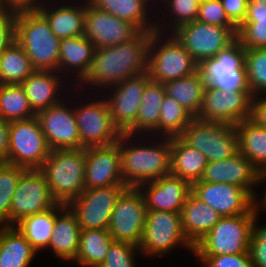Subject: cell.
Returning a JSON list of instances; mask_svg holds the SVG:
<instances>
[{"instance_id": "1", "label": "cell", "mask_w": 266, "mask_h": 267, "mask_svg": "<svg viewBox=\"0 0 266 267\" xmlns=\"http://www.w3.org/2000/svg\"><path fill=\"white\" fill-rule=\"evenodd\" d=\"M154 31H140L119 45L96 48L86 77L80 82L91 87L110 88L129 77L148 71V49ZM104 87V88H103Z\"/></svg>"}, {"instance_id": "2", "label": "cell", "mask_w": 266, "mask_h": 267, "mask_svg": "<svg viewBox=\"0 0 266 267\" xmlns=\"http://www.w3.org/2000/svg\"><path fill=\"white\" fill-rule=\"evenodd\" d=\"M133 137L137 136L122 133L118 140L124 184L137 188L170 174L171 138L162 137V141L156 139V142L151 143L152 146H148L144 142L140 145H136V142L135 145L131 144L135 140Z\"/></svg>"}, {"instance_id": "3", "label": "cell", "mask_w": 266, "mask_h": 267, "mask_svg": "<svg viewBox=\"0 0 266 267\" xmlns=\"http://www.w3.org/2000/svg\"><path fill=\"white\" fill-rule=\"evenodd\" d=\"M15 40L35 70L58 72L61 39L53 34L49 22L40 12L17 14Z\"/></svg>"}, {"instance_id": "4", "label": "cell", "mask_w": 266, "mask_h": 267, "mask_svg": "<svg viewBox=\"0 0 266 267\" xmlns=\"http://www.w3.org/2000/svg\"><path fill=\"white\" fill-rule=\"evenodd\" d=\"M85 148L51 150L40 168L57 203L68 205L84 190Z\"/></svg>"}, {"instance_id": "5", "label": "cell", "mask_w": 266, "mask_h": 267, "mask_svg": "<svg viewBox=\"0 0 266 267\" xmlns=\"http://www.w3.org/2000/svg\"><path fill=\"white\" fill-rule=\"evenodd\" d=\"M259 203L246 214L221 217L194 246L195 255H230L249 252L252 221Z\"/></svg>"}, {"instance_id": "6", "label": "cell", "mask_w": 266, "mask_h": 267, "mask_svg": "<svg viewBox=\"0 0 266 267\" xmlns=\"http://www.w3.org/2000/svg\"><path fill=\"white\" fill-rule=\"evenodd\" d=\"M162 32L154 31L148 49V72L152 81L165 83L189 76L198 64L171 33L164 39ZM164 41V42H163Z\"/></svg>"}, {"instance_id": "7", "label": "cell", "mask_w": 266, "mask_h": 267, "mask_svg": "<svg viewBox=\"0 0 266 267\" xmlns=\"http://www.w3.org/2000/svg\"><path fill=\"white\" fill-rule=\"evenodd\" d=\"M246 49L236 39L215 57L202 60L197 67L207 86L231 91H250L245 67Z\"/></svg>"}, {"instance_id": "8", "label": "cell", "mask_w": 266, "mask_h": 267, "mask_svg": "<svg viewBox=\"0 0 266 267\" xmlns=\"http://www.w3.org/2000/svg\"><path fill=\"white\" fill-rule=\"evenodd\" d=\"M179 137L200 151L208 163L231 158L238 152L237 131L230 124L194 118Z\"/></svg>"}, {"instance_id": "9", "label": "cell", "mask_w": 266, "mask_h": 267, "mask_svg": "<svg viewBox=\"0 0 266 267\" xmlns=\"http://www.w3.org/2000/svg\"><path fill=\"white\" fill-rule=\"evenodd\" d=\"M179 245L194 253V246L182 229L181 213L147 210L139 252L145 256H162Z\"/></svg>"}, {"instance_id": "10", "label": "cell", "mask_w": 266, "mask_h": 267, "mask_svg": "<svg viewBox=\"0 0 266 267\" xmlns=\"http://www.w3.org/2000/svg\"><path fill=\"white\" fill-rule=\"evenodd\" d=\"M9 125V153L5 163L26 169L41 168L51 149L37 116L11 121Z\"/></svg>"}, {"instance_id": "11", "label": "cell", "mask_w": 266, "mask_h": 267, "mask_svg": "<svg viewBox=\"0 0 266 267\" xmlns=\"http://www.w3.org/2000/svg\"><path fill=\"white\" fill-rule=\"evenodd\" d=\"M147 208L138 188L127 187L116 200L108 231L114 241L139 246L146 224Z\"/></svg>"}, {"instance_id": "12", "label": "cell", "mask_w": 266, "mask_h": 267, "mask_svg": "<svg viewBox=\"0 0 266 267\" xmlns=\"http://www.w3.org/2000/svg\"><path fill=\"white\" fill-rule=\"evenodd\" d=\"M172 34L184 46L194 61L210 59L227 48L237 35L227 27H219L197 20L179 26Z\"/></svg>"}, {"instance_id": "13", "label": "cell", "mask_w": 266, "mask_h": 267, "mask_svg": "<svg viewBox=\"0 0 266 267\" xmlns=\"http://www.w3.org/2000/svg\"><path fill=\"white\" fill-rule=\"evenodd\" d=\"M74 107L80 148L117 143L122 133L115 126L106 98Z\"/></svg>"}, {"instance_id": "14", "label": "cell", "mask_w": 266, "mask_h": 267, "mask_svg": "<svg viewBox=\"0 0 266 267\" xmlns=\"http://www.w3.org/2000/svg\"><path fill=\"white\" fill-rule=\"evenodd\" d=\"M57 204L40 168L25 169L12 197L10 226L22 218L46 211Z\"/></svg>"}, {"instance_id": "15", "label": "cell", "mask_w": 266, "mask_h": 267, "mask_svg": "<svg viewBox=\"0 0 266 267\" xmlns=\"http://www.w3.org/2000/svg\"><path fill=\"white\" fill-rule=\"evenodd\" d=\"M127 188L126 185H113L84 189L69 204L75 213L80 230L108 229L116 200Z\"/></svg>"}, {"instance_id": "16", "label": "cell", "mask_w": 266, "mask_h": 267, "mask_svg": "<svg viewBox=\"0 0 266 267\" xmlns=\"http://www.w3.org/2000/svg\"><path fill=\"white\" fill-rule=\"evenodd\" d=\"M252 97L251 91L226 92L206 85L201 108L195 118L235 126L250 117Z\"/></svg>"}, {"instance_id": "17", "label": "cell", "mask_w": 266, "mask_h": 267, "mask_svg": "<svg viewBox=\"0 0 266 267\" xmlns=\"http://www.w3.org/2000/svg\"><path fill=\"white\" fill-rule=\"evenodd\" d=\"M150 80V74L147 71L108 88L113 92H110V97L106 96V101L112 120L121 133H126L136 122L142 94Z\"/></svg>"}, {"instance_id": "18", "label": "cell", "mask_w": 266, "mask_h": 267, "mask_svg": "<svg viewBox=\"0 0 266 267\" xmlns=\"http://www.w3.org/2000/svg\"><path fill=\"white\" fill-rule=\"evenodd\" d=\"M191 192L222 217L249 213L258 204L245 188L237 185L195 182Z\"/></svg>"}, {"instance_id": "19", "label": "cell", "mask_w": 266, "mask_h": 267, "mask_svg": "<svg viewBox=\"0 0 266 267\" xmlns=\"http://www.w3.org/2000/svg\"><path fill=\"white\" fill-rule=\"evenodd\" d=\"M139 32L132 23L100 10L86 0L84 35L96 48L119 45L133 39Z\"/></svg>"}, {"instance_id": "20", "label": "cell", "mask_w": 266, "mask_h": 267, "mask_svg": "<svg viewBox=\"0 0 266 267\" xmlns=\"http://www.w3.org/2000/svg\"><path fill=\"white\" fill-rule=\"evenodd\" d=\"M67 104V101H61L36 114L51 150L80 148V136L74 107L69 106L70 103L67 107Z\"/></svg>"}, {"instance_id": "21", "label": "cell", "mask_w": 266, "mask_h": 267, "mask_svg": "<svg viewBox=\"0 0 266 267\" xmlns=\"http://www.w3.org/2000/svg\"><path fill=\"white\" fill-rule=\"evenodd\" d=\"M84 189L125 185L119 142L85 148Z\"/></svg>"}, {"instance_id": "22", "label": "cell", "mask_w": 266, "mask_h": 267, "mask_svg": "<svg viewBox=\"0 0 266 267\" xmlns=\"http://www.w3.org/2000/svg\"><path fill=\"white\" fill-rule=\"evenodd\" d=\"M198 182L237 185L245 188L257 200L254 188L262 180L260 171L238 151L231 158L209 162Z\"/></svg>"}, {"instance_id": "23", "label": "cell", "mask_w": 266, "mask_h": 267, "mask_svg": "<svg viewBox=\"0 0 266 267\" xmlns=\"http://www.w3.org/2000/svg\"><path fill=\"white\" fill-rule=\"evenodd\" d=\"M142 193L147 210L181 213L191 192V185L184 179L168 174L158 180L137 187Z\"/></svg>"}, {"instance_id": "24", "label": "cell", "mask_w": 266, "mask_h": 267, "mask_svg": "<svg viewBox=\"0 0 266 267\" xmlns=\"http://www.w3.org/2000/svg\"><path fill=\"white\" fill-rule=\"evenodd\" d=\"M80 226L68 205L56 204V218L48 248L63 261H74L79 248Z\"/></svg>"}, {"instance_id": "25", "label": "cell", "mask_w": 266, "mask_h": 267, "mask_svg": "<svg viewBox=\"0 0 266 267\" xmlns=\"http://www.w3.org/2000/svg\"><path fill=\"white\" fill-rule=\"evenodd\" d=\"M58 74L57 71L35 70L21 83L36 114L63 101L59 92L64 80L61 79L62 74Z\"/></svg>"}, {"instance_id": "26", "label": "cell", "mask_w": 266, "mask_h": 267, "mask_svg": "<svg viewBox=\"0 0 266 267\" xmlns=\"http://www.w3.org/2000/svg\"><path fill=\"white\" fill-rule=\"evenodd\" d=\"M221 217L215 209L190 192L181 210L183 232L195 246Z\"/></svg>"}, {"instance_id": "27", "label": "cell", "mask_w": 266, "mask_h": 267, "mask_svg": "<svg viewBox=\"0 0 266 267\" xmlns=\"http://www.w3.org/2000/svg\"><path fill=\"white\" fill-rule=\"evenodd\" d=\"M59 48L58 72L67 75V72L70 74L71 70L76 77L74 80L78 79L81 82L88 74L93 62L96 50L94 43L82 35L61 39Z\"/></svg>"}, {"instance_id": "28", "label": "cell", "mask_w": 266, "mask_h": 267, "mask_svg": "<svg viewBox=\"0 0 266 267\" xmlns=\"http://www.w3.org/2000/svg\"><path fill=\"white\" fill-rule=\"evenodd\" d=\"M82 1L84 3L78 5L75 2V5L72 3L73 5L70 6L60 4L56 7L54 4L55 8H53V5H51L52 7L45 6V4H48L46 2L40 7L39 12L49 22L51 31L57 38L63 39L84 35L86 0Z\"/></svg>"}, {"instance_id": "29", "label": "cell", "mask_w": 266, "mask_h": 267, "mask_svg": "<svg viewBox=\"0 0 266 267\" xmlns=\"http://www.w3.org/2000/svg\"><path fill=\"white\" fill-rule=\"evenodd\" d=\"M94 7L135 25L140 31L164 32V24L149 19L148 2L151 0H88ZM149 14V15H148ZM154 22V23H153ZM162 25V26H161ZM163 27V29H162ZM163 30V31H162Z\"/></svg>"}, {"instance_id": "30", "label": "cell", "mask_w": 266, "mask_h": 267, "mask_svg": "<svg viewBox=\"0 0 266 267\" xmlns=\"http://www.w3.org/2000/svg\"><path fill=\"white\" fill-rule=\"evenodd\" d=\"M208 162L197 149L180 137H171L170 174L186 180L190 185L200 181Z\"/></svg>"}, {"instance_id": "31", "label": "cell", "mask_w": 266, "mask_h": 267, "mask_svg": "<svg viewBox=\"0 0 266 267\" xmlns=\"http://www.w3.org/2000/svg\"><path fill=\"white\" fill-rule=\"evenodd\" d=\"M166 94L163 83L150 80L144 88L141 105L139 107L136 122L126 132L127 134L144 137L145 134L158 135V124L161 114L162 100ZM140 132V133H139ZM147 132V133H146ZM144 136H143V134Z\"/></svg>"}, {"instance_id": "32", "label": "cell", "mask_w": 266, "mask_h": 267, "mask_svg": "<svg viewBox=\"0 0 266 267\" xmlns=\"http://www.w3.org/2000/svg\"><path fill=\"white\" fill-rule=\"evenodd\" d=\"M0 227V267H28L37 251L15 226Z\"/></svg>"}, {"instance_id": "33", "label": "cell", "mask_w": 266, "mask_h": 267, "mask_svg": "<svg viewBox=\"0 0 266 267\" xmlns=\"http://www.w3.org/2000/svg\"><path fill=\"white\" fill-rule=\"evenodd\" d=\"M234 127L238 135V151L262 173L266 169V128L249 118Z\"/></svg>"}, {"instance_id": "34", "label": "cell", "mask_w": 266, "mask_h": 267, "mask_svg": "<svg viewBox=\"0 0 266 267\" xmlns=\"http://www.w3.org/2000/svg\"><path fill=\"white\" fill-rule=\"evenodd\" d=\"M164 86L166 95L173 98L194 117L198 115L206 86L198 70L189 76L165 82Z\"/></svg>"}, {"instance_id": "35", "label": "cell", "mask_w": 266, "mask_h": 267, "mask_svg": "<svg viewBox=\"0 0 266 267\" xmlns=\"http://www.w3.org/2000/svg\"><path fill=\"white\" fill-rule=\"evenodd\" d=\"M237 40L245 49L266 47V4L248 1L245 18L237 27Z\"/></svg>"}, {"instance_id": "36", "label": "cell", "mask_w": 266, "mask_h": 267, "mask_svg": "<svg viewBox=\"0 0 266 267\" xmlns=\"http://www.w3.org/2000/svg\"><path fill=\"white\" fill-rule=\"evenodd\" d=\"M113 241L108 229L81 230L74 262L81 267L101 266Z\"/></svg>"}, {"instance_id": "37", "label": "cell", "mask_w": 266, "mask_h": 267, "mask_svg": "<svg viewBox=\"0 0 266 267\" xmlns=\"http://www.w3.org/2000/svg\"><path fill=\"white\" fill-rule=\"evenodd\" d=\"M56 218V205L52 208L22 218L14 226L32 247L39 252L48 249Z\"/></svg>"}, {"instance_id": "38", "label": "cell", "mask_w": 266, "mask_h": 267, "mask_svg": "<svg viewBox=\"0 0 266 267\" xmlns=\"http://www.w3.org/2000/svg\"><path fill=\"white\" fill-rule=\"evenodd\" d=\"M34 71L30 58L16 40L0 55V84H21Z\"/></svg>"}, {"instance_id": "39", "label": "cell", "mask_w": 266, "mask_h": 267, "mask_svg": "<svg viewBox=\"0 0 266 267\" xmlns=\"http://www.w3.org/2000/svg\"><path fill=\"white\" fill-rule=\"evenodd\" d=\"M36 116L21 84H0V117L6 121Z\"/></svg>"}, {"instance_id": "40", "label": "cell", "mask_w": 266, "mask_h": 267, "mask_svg": "<svg viewBox=\"0 0 266 267\" xmlns=\"http://www.w3.org/2000/svg\"><path fill=\"white\" fill-rule=\"evenodd\" d=\"M195 117L173 98L165 94L158 124V135L179 137Z\"/></svg>"}, {"instance_id": "41", "label": "cell", "mask_w": 266, "mask_h": 267, "mask_svg": "<svg viewBox=\"0 0 266 267\" xmlns=\"http://www.w3.org/2000/svg\"><path fill=\"white\" fill-rule=\"evenodd\" d=\"M26 168L0 162V225L10 226L12 197Z\"/></svg>"}, {"instance_id": "42", "label": "cell", "mask_w": 266, "mask_h": 267, "mask_svg": "<svg viewBox=\"0 0 266 267\" xmlns=\"http://www.w3.org/2000/svg\"><path fill=\"white\" fill-rule=\"evenodd\" d=\"M245 67L252 96L266 93V47L246 49Z\"/></svg>"}, {"instance_id": "43", "label": "cell", "mask_w": 266, "mask_h": 267, "mask_svg": "<svg viewBox=\"0 0 266 267\" xmlns=\"http://www.w3.org/2000/svg\"><path fill=\"white\" fill-rule=\"evenodd\" d=\"M163 2H165L164 7L169 8V15L171 14L173 16H168L169 19L172 20L174 18V22L170 21L172 22L170 24L172 26L170 33H172L179 26L197 19L201 0H165Z\"/></svg>"}, {"instance_id": "44", "label": "cell", "mask_w": 266, "mask_h": 267, "mask_svg": "<svg viewBox=\"0 0 266 267\" xmlns=\"http://www.w3.org/2000/svg\"><path fill=\"white\" fill-rule=\"evenodd\" d=\"M196 20L230 28L237 35V26L227 17L220 0H201Z\"/></svg>"}, {"instance_id": "45", "label": "cell", "mask_w": 266, "mask_h": 267, "mask_svg": "<svg viewBox=\"0 0 266 267\" xmlns=\"http://www.w3.org/2000/svg\"><path fill=\"white\" fill-rule=\"evenodd\" d=\"M139 247L127 242L113 241L104 262L99 267H135L134 258Z\"/></svg>"}, {"instance_id": "46", "label": "cell", "mask_w": 266, "mask_h": 267, "mask_svg": "<svg viewBox=\"0 0 266 267\" xmlns=\"http://www.w3.org/2000/svg\"><path fill=\"white\" fill-rule=\"evenodd\" d=\"M259 210L253 216L249 253L253 267H266V225L256 224Z\"/></svg>"}, {"instance_id": "47", "label": "cell", "mask_w": 266, "mask_h": 267, "mask_svg": "<svg viewBox=\"0 0 266 267\" xmlns=\"http://www.w3.org/2000/svg\"><path fill=\"white\" fill-rule=\"evenodd\" d=\"M205 267H253L250 253L230 255H196Z\"/></svg>"}, {"instance_id": "48", "label": "cell", "mask_w": 266, "mask_h": 267, "mask_svg": "<svg viewBox=\"0 0 266 267\" xmlns=\"http://www.w3.org/2000/svg\"><path fill=\"white\" fill-rule=\"evenodd\" d=\"M15 13L0 10V55L15 40Z\"/></svg>"}, {"instance_id": "49", "label": "cell", "mask_w": 266, "mask_h": 267, "mask_svg": "<svg viewBox=\"0 0 266 267\" xmlns=\"http://www.w3.org/2000/svg\"><path fill=\"white\" fill-rule=\"evenodd\" d=\"M43 0H0V10L11 13H29L39 12L40 7L44 4Z\"/></svg>"}, {"instance_id": "50", "label": "cell", "mask_w": 266, "mask_h": 267, "mask_svg": "<svg viewBox=\"0 0 266 267\" xmlns=\"http://www.w3.org/2000/svg\"><path fill=\"white\" fill-rule=\"evenodd\" d=\"M227 17L238 27L244 20L249 0H220Z\"/></svg>"}, {"instance_id": "51", "label": "cell", "mask_w": 266, "mask_h": 267, "mask_svg": "<svg viewBox=\"0 0 266 267\" xmlns=\"http://www.w3.org/2000/svg\"><path fill=\"white\" fill-rule=\"evenodd\" d=\"M260 95L252 97L250 117L253 122L266 128V96L259 98Z\"/></svg>"}, {"instance_id": "52", "label": "cell", "mask_w": 266, "mask_h": 267, "mask_svg": "<svg viewBox=\"0 0 266 267\" xmlns=\"http://www.w3.org/2000/svg\"><path fill=\"white\" fill-rule=\"evenodd\" d=\"M0 117V162H6L9 153L10 125Z\"/></svg>"}, {"instance_id": "53", "label": "cell", "mask_w": 266, "mask_h": 267, "mask_svg": "<svg viewBox=\"0 0 266 267\" xmlns=\"http://www.w3.org/2000/svg\"><path fill=\"white\" fill-rule=\"evenodd\" d=\"M264 193H265V194H264V197L261 198L262 200H261V202L259 203V205L261 206L260 209H262V208L266 209V190H265Z\"/></svg>"}, {"instance_id": "54", "label": "cell", "mask_w": 266, "mask_h": 267, "mask_svg": "<svg viewBox=\"0 0 266 267\" xmlns=\"http://www.w3.org/2000/svg\"><path fill=\"white\" fill-rule=\"evenodd\" d=\"M261 180H262V183L266 182V169L261 173Z\"/></svg>"}, {"instance_id": "55", "label": "cell", "mask_w": 266, "mask_h": 267, "mask_svg": "<svg viewBox=\"0 0 266 267\" xmlns=\"http://www.w3.org/2000/svg\"><path fill=\"white\" fill-rule=\"evenodd\" d=\"M255 1L262 2V3L266 4V0H255Z\"/></svg>"}]
</instances>
